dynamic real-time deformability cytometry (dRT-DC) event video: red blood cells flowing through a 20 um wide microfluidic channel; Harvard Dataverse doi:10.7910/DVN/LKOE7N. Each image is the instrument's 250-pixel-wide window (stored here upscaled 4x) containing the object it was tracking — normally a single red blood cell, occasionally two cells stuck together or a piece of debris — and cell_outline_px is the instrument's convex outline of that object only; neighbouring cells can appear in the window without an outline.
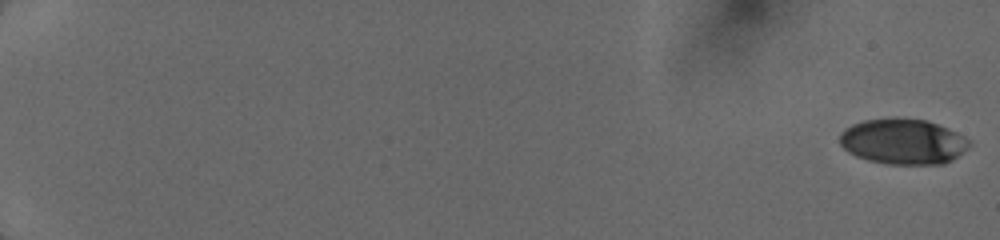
{"species": "human", "species_latin": "Homo sapiens", "temperature_condition": "cold", "stored_images_in_passage": 30, "camera_frame_rate_fps": 3000, "um_per_image_px": 0.085, "donor": {"sex": "female"}, "frame": {"image": 1, "passage_image": 1, "time_ms": 0.0, "image_size_px": [1000, 240], "cell_outline_px": [[972, 144], [968, 148], [952, 160], [944, 164], [892, 164], [868, 160], [856, 156], [848, 152], [840, 144], [840, 132], [852, 124], [864, 120], [892, 116], [896, 116], [928, 120], [948, 128], [964, 136]], "centroid_in_image_um": [76.76, 12.0], "position_along_channel_um": 8.2, "area_um2": 34.8}}
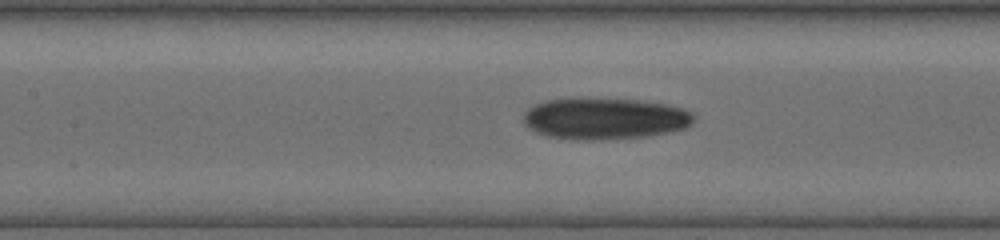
{"frame": {"image": 2, "passage_image": 18, "time_ms": 9.0, "image_size_px": [1000, 240], "cell_outline_px": [[692, 120], [688, 128], [672, 132], [648, 136], [600, 140], [576, 140], [548, 136], [536, 132], [528, 128], [524, 124], [524, 112], [528, 108], [544, 100], [636, 100], [664, 104], [680, 108], [692, 112]], "centroid_in_image_um": [51.4, 10.12], "position_along_channel_um": 156.0, "area_um2": 40.58}}
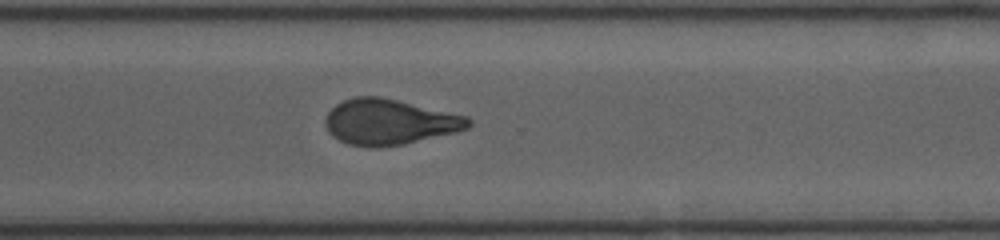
{"frame": {"image": 3, "passage_image": 30, "time_ms": 13.333, "image_size_px": [1000, 240], "cell_outline_px": [[472, 124], [468, 128], [404, 144], [372, 148], [348, 144], [332, 136], [328, 132], [324, 124], [324, 120], [328, 112], [336, 104], [352, 96], [380, 96], [468, 116], [472, 120]], "centroid_in_image_um": [33.06, 10.36], "position_along_channel_um": 337.5, "area_um2": 37.97}}